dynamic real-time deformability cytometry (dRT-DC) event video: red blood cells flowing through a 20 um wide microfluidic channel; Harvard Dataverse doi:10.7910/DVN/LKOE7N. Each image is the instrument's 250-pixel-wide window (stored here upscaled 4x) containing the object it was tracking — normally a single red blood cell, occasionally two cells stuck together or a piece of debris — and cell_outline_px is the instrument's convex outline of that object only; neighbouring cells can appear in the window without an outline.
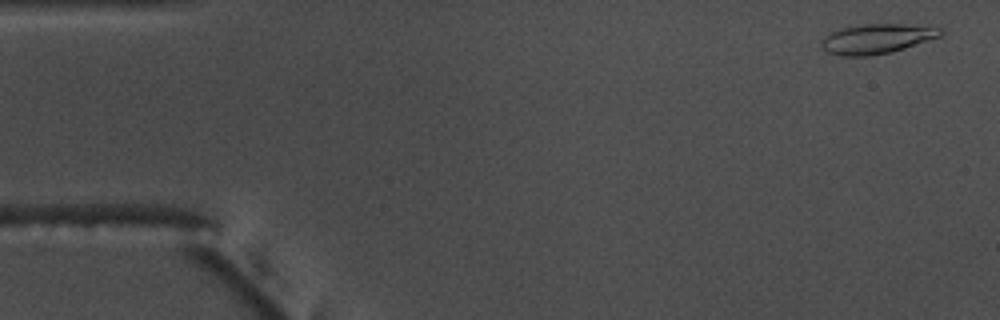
{"species": "common noctule bat (a hibernating species)", "species_latin": "Nyctalus noctula", "temperature_condition": "warm", "stored_images_in_passage": 53, "camera_frame_rate_fps": 3000, "um_per_image_px": 0.085, "animal": {"sex": "male", "body_mass_g": 17.5, "forearm_length_mm": 52.3}, "frame": {"image": 1, "passage_image": 1, "time_ms": 0.0, "image_size_px": [1000, 320], "cell_outline_px": [[944, 32], [940, 36], [892, 52], [868, 56], [840, 56], [828, 52], [820, 44], [820, 40], [824, 36], [840, 28], [864, 24], [904, 24], [944, 28]], "centroid_in_image_um": [74.51, 3.29], "position_along_channel_um": 10.5, "area_um2": 20.63}}
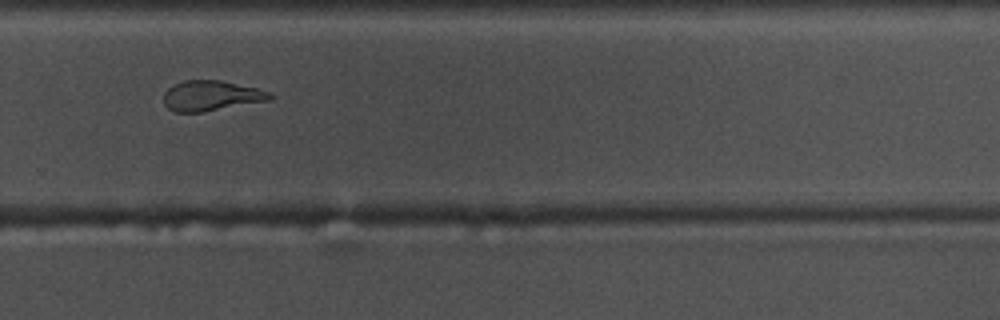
{"frame": {"image": 2, "passage_image": 35, "time_ms": 11.333, "image_size_px": [1000, 320], "cell_outline_px": [[276, 96], [272, 100], [200, 112], [176, 112], [168, 108], [164, 104], [164, 92], [168, 88], [184, 80], [220, 80], [256, 88], [268, 92]], "centroid_in_image_um": [17.97, 8.14], "position_along_channel_um": 311.8, "area_um2": 18.61}}
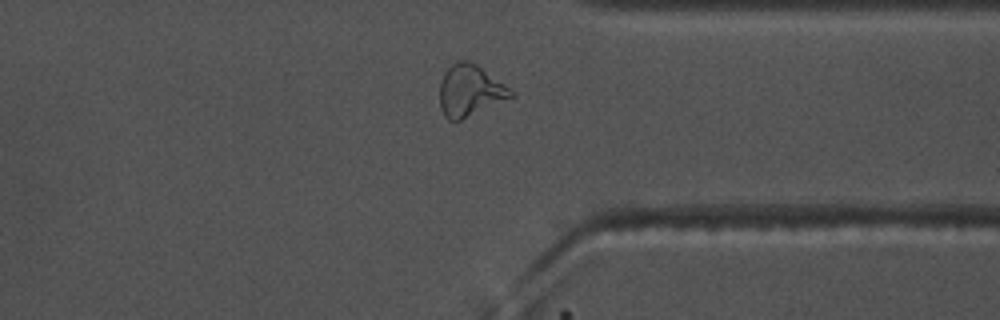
{"frame": {"image": 3, "passage_image": 40, "time_ms": 13.0, "image_size_px": [1000, 320], "cell_outline_px": [[516, 96], [460, 120], [448, 120], [444, 116], [440, 108], [440, 84], [444, 72], [456, 60], [468, 60], [476, 64], [504, 84]], "centroid_in_image_um": [39.92, 7.7], "position_along_channel_um": 371.5, "area_um2": 21.21}, "authors_computed_cell_mechanics": {"area_um2": 19.4208, "velocity_mm_per_s": 3.7574, "shape_relaxation_time_tau1_ms": 4.8661, "shape_relaxation_time_tau2_ms": 2.3951, "deformation_change_tau1": 0.2071, "deformation_change_tau2": 0.1168}}